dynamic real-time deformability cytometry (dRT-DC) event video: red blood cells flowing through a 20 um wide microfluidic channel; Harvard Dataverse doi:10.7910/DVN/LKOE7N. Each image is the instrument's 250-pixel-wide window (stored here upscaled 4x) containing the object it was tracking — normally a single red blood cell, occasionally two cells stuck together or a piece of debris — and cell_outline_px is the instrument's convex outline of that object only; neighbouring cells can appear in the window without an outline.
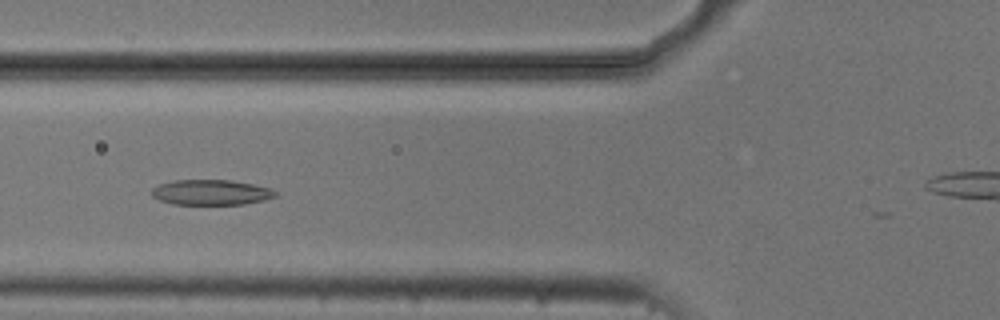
{"species": "common noctule bat (a hibernating species)", "species_latin": "Nyctalus noctula", "temperature_condition": "cold", "stored_images_in_passage": 36, "camera_frame_rate_fps": 3000, "um_per_image_px": 0.085, "animal": {"sex": "male", "body_mass_g": 20.5, "forearm_length_mm": 52.5}, "frame": {"image": 1, "passage_image": 7, "time_ms": 2.0, "image_size_px": [1000, 320], "cell_outline_px": [[276, 196], [264, 200], [244, 204], [172, 204], [160, 200], [152, 196], [152, 188], [160, 184], [172, 180], [232, 180], [272, 188], [276, 192]], "centroid_in_image_um": [17.94, 16.34], "position_along_channel_um": 107.9, "area_um2": 18.21}}
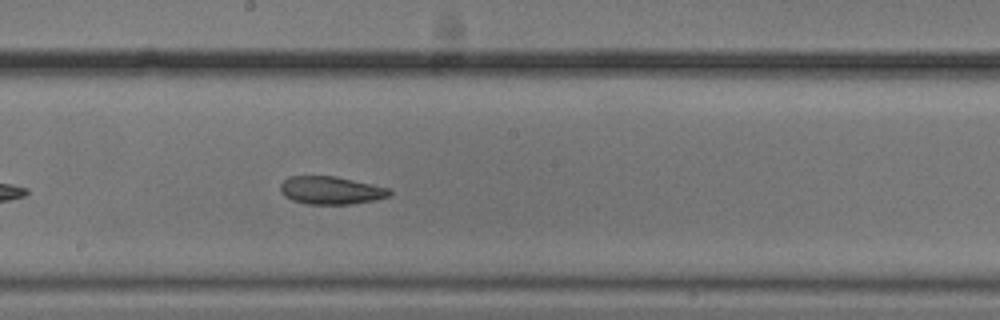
{"frame": {"image": 2, "passage_image": 16, "time_ms": 5.0, "image_size_px": [1000, 320], "cell_outline_px": [[392, 192], [388, 196], [376, 200], [352, 204], [308, 204], [292, 200], [284, 196], [280, 188], [280, 184], [288, 176], [336, 176], [372, 184], [388, 188]], "centroid_in_image_um": [28.12, 16.18], "position_along_channel_um": 220.1, "area_um2": 17.74}}
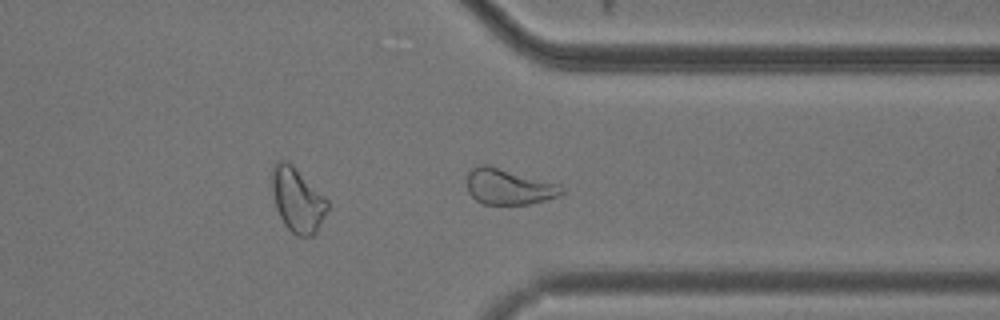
{"frame": {"image": 3, "passage_image": 28, "time_ms": 9.0, "image_size_px": [1000, 320], "cell_outline_px": [[564, 196], [528, 204], [480, 204], [468, 192], [468, 172], [472, 168], [480, 164], [488, 164], [560, 184], [564, 188]], "centroid_in_image_um": [43.29, 15.87], "position_along_channel_um": 368.1, "area_um2": 20.06}, "authors_computed_cell_mechanics": {"area_um2": 18.3226, "velocity_mm_per_s": 3.7273, "shape_relaxation_time_tau1_ms": 5.0516, "shape_relaxation_time_tau2_ms": 5.5847, "deformation_change_tau1": 0.1261, "deformation_change_tau2": 0.1225}}